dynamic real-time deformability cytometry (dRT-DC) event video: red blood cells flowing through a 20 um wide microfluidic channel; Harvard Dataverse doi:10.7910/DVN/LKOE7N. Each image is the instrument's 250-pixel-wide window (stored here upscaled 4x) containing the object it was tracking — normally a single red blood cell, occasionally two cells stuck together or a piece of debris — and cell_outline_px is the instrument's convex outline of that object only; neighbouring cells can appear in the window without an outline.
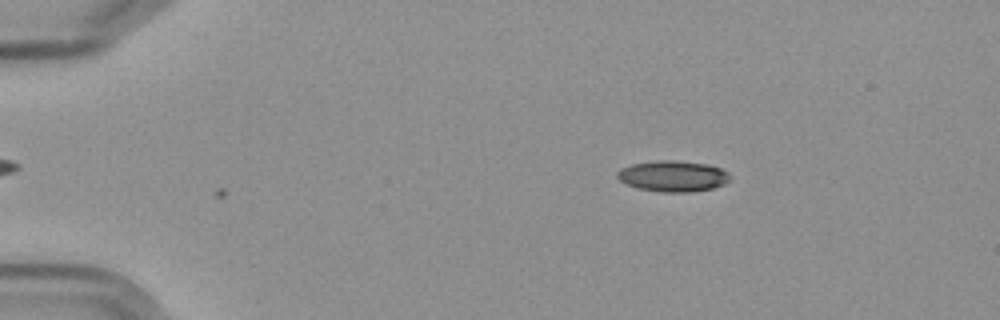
{"species": "Egyptian fruit bat (a non-hibernating species)", "species_latin": "Rousettus aegyptiacus", "temperature_condition": "cold", "stored_images_in_passage": 3, "camera_frame_rate_fps": 3000, "um_per_image_px": 0.085, "frame": {"image": 1, "passage_image": 3, "time_ms": 2.333, "image_size_px": [1000, 320], "cell_outline_px": [[732, 180], [724, 184], [712, 188], [692, 192], [664, 192], [640, 188], [628, 184], [620, 180], [616, 176], [616, 172], [620, 168], [632, 164], [656, 160], [672, 160], [708, 164], [720, 168], [728, 172], [732, 176]], "centroid_in_image_um": [57.24, 14.96], "position_along_channel_um": 27.8, "area_um2": 20.4}}